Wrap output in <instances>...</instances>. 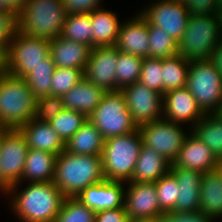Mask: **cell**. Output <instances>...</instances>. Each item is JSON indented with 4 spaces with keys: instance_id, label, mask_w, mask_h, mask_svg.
Listing matches in <instances>:
<instances>
[{
    "instance_id": "cell-14",
    "label": "cell",
    "mask_w": 222,
    "mask_h": 222,
    "mask_svg": "<svg viewBox=\"0 0 222 222\" xmlns=\"http://www.w3.org/2000/svg\"><path fill=\"white\" fill-rule=\"evenodd\" d=\"M128 190L124 193V207L131 221L154 220L164 215L158 203L154 183L126 182Z\"/></svg>"
},
{
    "instance_id": "cell-10",
    "label": "cell",
    "mask_w": 222,
    "mask_h": 222,
    "mask_svg": "<svg viewBox=\"0 0 222 222\" xmlns=\"http://www.w3.org/2000/svg\"><path fill=\"white\" fill-rule=\"evenodd\" d=\"M138 131L142 145L154 149L171 163L177 158L188 135L181 124L163 118L138 126Z\"/></svg>"
},
{
    "instance_id": "cell-31",
    "label": "cell",
    "mask_w": 222,
    "mask_h": 222,
    "mask_svg": "<svg viewBox=\"0 0 222 222\" xmlns=\"http://www.w3.org/2000/svg\"><path fill=\"white\" fill-rule=\"evenodd\" d=\"M91 13L67 14L61 37L92 48Z\"/></svg>"
},
{
    "instance_id": "cell-37",
    "label": "cell",
    "mask_w": 222,
    "mask_h": 222,
    "mask_svg": "<svg viewBox=\"0 0 222 222\" xmlns=\"http://www.w3.org/2000/svg\"><path fill=\"white\" fill-rule=\"evenodd\" d=\"M154 184L161 211L164 214L173 212L179 197L178 189H180L175 177L169 172L154 182Z\"/></svg>"
},
{
    "instance_id": "cell-25",
    "label": "cell",
    "mask_w": 222,
    "mask_h": 222,
    "mask_svg": "<svg viewBox=\"0 0 222 222\" xmlns=\"http://www.w3.org/2000/svg\"><path fill=\"white\" fill-rule=\"evenodd\" d=\"M199 210L213 220L222 218V174L218 169L202 175Z\"/></svg>"
},
{
    "instance_id": "cell-4",
    "label": "cell",
    "mask_w": 222,
    "mask_h": 222,
    "mask_svg": "<svg viewBox=\"0 0 222 222\" xmlns=\"http://www.w3.org/2000/svg\"><path fill=\"white\" fill-rule=\"evenodd\" d=\"M67 14L62 0H25L17 13L18 30L52 40L61 36Z\"/></svg>"
},
{
    "instance_id": "cell-17",
    "label": "cell",
    "mask_w": 222,
    "mask_h": 222,
    "mask_svg": "<svg viewBox=\"0 0 222 222\" xmlns=\"http://www.w3.org/2000/svg\"><path fill=\"white\" fill-rule=\"evenodd\" d=\"M125 182L104 180L82 190L77 199L92 211L99 212L106 209L124 206Z\"/></svg>"
},
{
    "instance_id": "cell-32",
    "label": "cell",
    "mask_w": 222,
    "mask_h": 222,
    "mask_svg": "<svg viewBox=\"0 0 222 222\" xmlns=\"http://www.w3.org/2000/svg\"><path fill=\"white\" fill-rule=\"evenodd\" d=\"M54 70L55 64L51 55H49L43 60V63L36 66L24 77L36 99L52 95V75Z\"/></svg>"
},
{
    "instance_id": "cell-28",
    "label": "cell",
    "mask_w": 222,
    "mask_h": 222,
    "mask_svg": "<svg viewBox=\"0 0 222 222\" xmlns=\"http://www.w3.org/2000/svg\"><path fill=\"white\" fill-rule=\"evenodd\" d=\"M104 140L98 129L88 119L65 143V151L78 155L101 156Z\"/></svg>"
},
{
    "instance_id": "cell-51",
    "label": "cell",
    "mask_w": 222,
    "mask_h": 222,
    "mask_svg": "<svg viewBox=\"0 0 222 222\" xmlns=\"http://www.w3.org/2000/svg\"><path fill=\"white\" fill-rule=\"evenodd\" d=\"M215 114L222 118V99H221V103L219 104V108L216 110Z\"/></svg>"
},
{
    "instance_id": "cell-16",
    "label": "cell",
    "mask_w": 222,
    "mask_h": 222,
    "mask_svg": "<svg viewBox=\"0 0 222 222\" xmlns=\"http://www.w3.org/2000/svg\"><path fill=\"white\" fill-rule=\"evenodd\" d=\"M163 119L175 123H191L192 127L205 115L187 87L163 95Z\"/></svg>"
},
{
    "instance_id": "cell-20",
    "label": "cell",
    "mask_w": 222,
    "mask_h": 222,
    "mask_svg": "<svg viewBox=\"0 0 222 222\" xmlns=\"http://www.w3.org/2000/svg\"><path fill=\"white\" fill-rule=\"evenodd\" d=\"M180 189L173 212H194L200 209V183L203 173L197 170L170 166Z\"/></svg>"
},
{
    "instance_id": "cell-33",
    "label": "cell",
    "mask_w": 222,
    "mask_h": 222,
    "mask_svg": "<svg viewBox=\"0 0 222 222\" xmlns=\"http://www.w3.org/2000/svg\"><path fill=\"white\" fill-rule=\"evenodd\" d=\"M144 58L123 53L118 50V59L116 62V82L117 91L139 82L141 67Z\"/></svg>"
},
{
    "instance_id": "cell-41",
    "label": "cell",
    "mask_w": 222,
    "mask_h": 222,
    "mask_svg": "<svg viewBox=\"0 0 222 222\" xmlns=\"http://www.w3.org/2000/svg\"><path fill=\"white\" fill-rule=\"evenodd\" d=\"M63 109L62 97L49 95L37 98L33 119L48 122Z\"/></svg>"
},
{
    "instance_id": "cell-50",
    "label": "cell",
    "mask_w": 222,
    "mask_h": 222,
    "mask_svg": "<svg viewBox=\"0 0 222 222\" xmlns=\"http://www.w3.org/2000/svg\"><path fill=\"white\" fill-rule=\"evenodd\" d=\"M156 222H174V221L167 214H164L157 217Z\"/></svg>"
},
{
    "instance_id": "cell-30",
    "label": "cell",
    "mask_w": 222,
    "mask_h": 222,
    "mask_svg": "<svg viewBox=\"0 0 222 222\" xmlns=\"http://www.w3.org/2000/svg\"><path fill=\"white\" fill-rule=\"evenodd\" d=\"M190 60L177 54L170 58H162L163 95L171 90L187 86V74Z\"/></svg>"
},
{
    "instance_id": "cell-1",
    "label": "cell",
    "mask_w": 222,
    "mask_h": 222,
    "mask_svg": "<svg viewBox=\"0 0 222 222\" xmlns=\"http://www.w3.org/2000/svg\"><path fill=\"white\" fill-rule=\"evenodd\" d=\"M18 183L9 187L12 211L22 222H53L66 198L53 182L29 183L19 191ZM13 196V197H11Z\"/></svg>"
},
{
    "instance_id": "cell-27",
    "label": "cell",
    "mask_w": 222,
    "mask_h": 222,
    "mask_svg": "<svg viewBox=\"0 0 222 222\" xmlns=\"http://www.w3.org/2000/svg\"><path fill=\"white\" fill-rule=\"evenodd\" d=\"M92 48L115 46L121 27L116 12L96 8L91 12Z\"/></svg>"
},
{
    "instance_id": "cell-49",
    "label": "cell",
    "mask_w": 222,
    "mask_h": 222,
    "mask_svg": "<svg viewBox=\"0 0 222 222\" xmlns=\"http://www.w3.org/2000/svg\"><path fill=\"white\" fill-rule=\"evenodd\" d=\"M216 15L219 22L220 34L222 36V8L216 10Z\"/></svg>"
},
{
    "instance_id": "cell-52",
    "label": "cell",
    "mask_w": 222,
    "mask_h": 222,
    "mask_svg": "<svg viewBox=\"0 0 222 222\" xmlns=\"http://www.w3.org/2000/svg\"><path fill=\"white\" fill-rule=\"evenodd\" d=\"M217 169H218V171L222 174V157L219 158V160H218Z\"/></svg>"
},
{
    "instance_id": "cell-11",
    "label": "cell",
    "mask_w": 222,
    "mask_h": 222,
    "mask_svg": "<svg viewBox=\"0 0 222 222\" xmlns=\"http://www.w3.org/2000/svg\"><path fill=\"white\" fill-rule=\"evenodd\" d=\"M29 147L19 128L0 129V173L9 185H20Z\"/></svg>"
},
{
    "instance_id": "cell-9",
    "label": "cell",
    "mask_w": 222,
    "mask_h": 222,
    "mask_svg": "<svg viewBox=\"0 0 222 222\" xmlns=\"http://www.w3.org/2000/svg\"><path fill=\"white\" fill-rule=\"evenodd\" d=\"M186 87L204 114L215 113L219 108L222 99V75L209 59L190 61Z\"/></svg>"
},
{
    "instance_id": "cell-45",
    "label": "cell",
    "mask_w": 222,
    "mask_h": 222,
    "mask_svg": "<svg viewBox=\"0 0 222 222\" xmlns=\"http://www.w3.org/2000/svg\"><path fill=\"white\" fill-rule=\"evenodd\" d=\"M189 12L196 14H216V0H190L187 4Z\"/></svg>"
},
{
    "instance_id": "cell-46",
    "label": "cell",
    "mask_w": 222,
    "mask_h": 222,
    "mask_svg": "<svg viewBox=\"0 0 222 222\" xmlns=\"http://www.w3.org/2000/svg\"><path fill=\"white\" fill-rule=\"evenodd\" d=\"M209 60L216 67V70L222 75V40L219 42L217 47L212 51Z\"/></svg>"
},
{
    "instance_id": "cell-44",
    "label": "cell",
    "mask_w": 222,
    "mask_h": 222,
    "mask_svg": "<svg viewBox=\"0 0 222 222\" xmlns=\"http://www.w3.org/2000/svg\"><path fill=\"white\" fill-rule=\"evenodd\" d=\"M174 222H213L211 217L204 215L200 210L194 212L166 213Z\"/></svg>"
},
{
    "instance_id": "cell-19",
    "label": "cell",
    "mask_w": 222,
    "mask_h": 222,
    "mask_svg": "<svg viewBox=\"0 0 222 222\" xmlns=\"http://www.w3.org/2000/svg\"><path fill=\"white\" fill-rule=\"evenodd\" d=\"M115 47L123 53L149 57L148 23L141 14L121 23Z\"/></svg>"
},
{
    "instance_id": "cell-24",
    "label": "cell",
    "mask_w": 222,
    "mask_h": 222,
    "mask_svg": "<svg viewBox=\"0 0 222 222\" xmlns=\"http://www.w3.org/2000/svg\"><path fill=\"white\" fill-rule=\"evenodd\" d=\"M170 166L171 162L165 157L142 145L133 176L128 182L154 183L170 172Z\"/></svg>"
},
{
    "instance_id": "cell-21",
    "label": "cell",
    "mask_w": 222,
    "mask_h": 222,
    "mask_svg": "<svg viewBox=\"0 0 222 222\" xmlns=\"http://www.w3.org/2000/svg\"><path fill=\"white\" fill-rule=\"evenodd\" d=\"M91 48L88 45L65 38L50 40V55L55 67L85 70Z\"/></svg>"
},
{
    "instance_id": "cell-6",
    "label": "cell",
    "mask_w": 222,
    "mask_h": 222,
    "mask_svg": "<svg viewBox=\"0 0 222 222\" xmlns=\"http://www.w3.org/2000/svg\"><path fill=\"white\" fill-rule=\"evenodd\" d=\"M221 40L216 14H191L178 42V54L190 61L210 59Z\"/></svg>"
},
{
    "instance_id": "cell-26",
    "label": "cell",
    "mask_w": 222,
    "mask_h": 222,
    "mask_svg": "<svg viewBox=\"0 0 222 222\" xmlns=\"http://www.w3.org/2000/svg\"><path fill=\"white\" fill-rule=\"evenodd\" d=\"M57 155L51 152L29 149L22 172L21 182H53ZM25 179V180H24Z\"/></svg>"
},
{
    "instance_id": "cell-55",
    "label": "cell",
    "mask_w": 222,
    "mask_h": 222,
    "mask_svg": "<svg viewBox=\"0 0 222 222\" xmlns=\"http://www.w3.org/2000/svg\"><path fill=\"white\" fill-rule=\"evenodd\" d=\"M6 9L4 6L0 3V14L3 13Z\"/></svg>"
},
{
    "instance_id": "cell-54",
    "label": "cell",
    "mask_w": 222,
    "mask_h": 222,
    "mask_svg": "<svg viewBox=\"0 0 222 222\" xmlns=\"http://www.w3.org/2000/svg\"><path fill=\"white\" fill-rule=\"evenodd\" d=\"M178 3L188 4L190 0H173Z\"/></svg>"
},
{
    "instance_id": "cell-35",
    "label": "cell",
    "mask_w": 222,
    "mask_h": 222,
    "mask_svg": "<svg viewBox=\"0 0 222 222\" xmlns=\"http://www.w3.org/2000/svg\"><path fill=\"white\" fill-rule=\"evenodd\" d=\"M149 57L170 58L178 54V42L161 28L148 24Z\"/></svg>"
},
{
    "instance_id": "cell-2",
    "label": "cell",
    "mask_w": 222,
    "mask_h": 222,
    "mask_svg": "<svg viewBox=\"0 0 222 222\" xmlns=\"http://www.w3.org/2000/svg\"><path fill=\"white\" fill-rule=\"evenodd\" d=\"M105 180L101 156L61 152L57 155L54 185L67 197Z\"/></svg>"
},
{
    "instance_id": "cell-53",
    "label": "cell",
    "mask_w": 222,
    "mask_h": 222,
    "mask_svg": "<svg viewBox=\"0 0 222 222\" xmlns=\"http://www.w3.org/2000/svg\"><path fill=\"white\" fill-rule=\"evenodd\" d=\"M217 10L222 8V0H216Z\"/></svg>"
},
{
    "instance_id": "cell-29",
    "label": "cell",
    "mask_w": 222,
    "mask_h": 222,
    "mask_svg": "<svg viewBox=\"0 0 222 222\" xmlns=\"http://www.w3.org/2000/svg\"><path fill=\"white\" fill-rule=\"evenodd\" d=\"M191 129L219 159L222 157V118L215 113L205 114Z\"/></svg>"
},
{
    "instance_id": "cell-18",
    "label": "cell",
    "mask_w": 222,
    "mask_h": 222,
    "mask_svg": "<svg viewBox=\"0 0 222 222\" xmlns=\"http://www.w3.org/2000/svg\"><path fill=\"white\" fill-rule=\"evenodd\" d=\"M190 133L185 137L182 148L171 166L202 173L216 170L219 159L192 131Z\"/></svg>"
},
{
    "instance_id": "cell-48",
    "label": "cell",
    "mask_w": 222,
    "mask_h": 222,
    "mask_svg": "<svg viewBox=\"0 0 222 222\" xmlns=\"http://www.w3.org/2000/svg\"><path fill=\"white\" fill-rule=\"evenodd\" d=\"M9 185L2 179L1 177V173H0V192L4 193L7 195L8 189H9Z\"/></svg>"
},
{
    "instance_id": "cell-43",
    "label": "cell",
    "mask_w": 222,
    "mask_h": 222,
    "mask_svg": "<svg viewBox=\"0 0 222 222\" xmlns=\"http://www.w3.org/2000/svg\"><path fill=\"white\" fill-rule=\"evenodd\" d=\"M95 222H132L125 207L106 209L96 212Z\"/></svg>"
},
{
    "instance_id": "cell-22",
    "label": "cell",
    "mask_w": 222,
    "mask_h": 222,
    "mask_svg": "<svg viewBox=\"0 0 222 222\" xmlns=\"http://www.w3.org/2000/svg\"><path fill=\"white\" fill-rule=\"evenodd\" d=\"M106 91L85 77L62 95L64 109L83 113L87 118L100 104Z\"/></svg>"
},
{
    "instance_id": "cell-15",
    "label": "cell",
    "mask_w": 222,
    "mask_h": 222,
    "mask_svg": "<svg viewBox=\"0 0 222 222\" xmlns=\"http://www.w3.org/2000/svg\"><path fill=\"white\" fill-rule=\"evenodd\" d=\"M118 49L115 46L91 48L84 77L106 92L117 91L116 62Z\"/></svg>"
},
{
    "instance_id": "cell-36",
    "label": "cell",
    "mask_w": 222,
    "mask_h": 222,
    "mask_svg": "<svg viewBox=\"0 0 222 222\" xmlns=\"http://www.w3.org/2000/svg\"><path fill=\"white\" fill-rule=\"evenodd\" d=\"M95 215L76 197H67L53 222H95Z\"/></svg>"
},
{
    "instance_id": "cell-42",
    "label": "cell",
    "mask_w": 222,
    "mask_h": 222,
    "mask_svg": "<svg viewBox=\"0 0 222 222\" xmlns=\"http://www.w3.org/2000/svg\"><path fill=\"white\" fill-rule=\"evenodd\" d=\"M65 10L68 14L73 13H91L101 5V0H62ZM100 1V2H99Z\"/></svg>"
},
{
    "instance_id": "cell-57",
    "label": "cell",
    "mask_w": 222,
    "mask_h": 222,
    "mask_svg": "<svg viewBox=\"0 0 222 222\" xmlns=\"http://www.w3.org/2000/svg\"><path fill=\"white\" fill-rule=\"evenodd\" d=\"M3 70V61L0 59V72Z\"/></svg>"
},
{
    "instance_id": "cell-40",
    "label": "cell",
    "mask_w": 222,
    "mask_h": 222,
    "mask_svg": "<svg viewBox=\"0 0 222 222\" xmlns=\"http://www.w3.org/2000/svg\"><path fill=\"white\" fill-rule=\"evenodd\" d=\"M18 30L17 13L6 9L0 14V59L3 61L12 38Z\"/></svg>"
},
{
    "instance_id": "cell-8",
    "label": "cell",
    "mask_w": 222,
    "mask_h": 222,
    "mask_svg": "<svg viewBox=\"0 0 222 222\" xmlns=\"http://www.w3.org/2000/svg\"><path fill=\"white\" fill-rule=\"evenodd\" d=\"M50 55V40L25 35L17 30L3 60V70L24 78Z\"/></svg>"
},
{
    "instance_id": "cell-7",
    "label": "cell",
    "mask_w": 222,
    "mask_h": 222,
    "mask_svg": "<svg viewBox=\"0 0 222 222\" xmlns=\"http://www.w3.org/2000/svg\"><path fill=\"white\" fill-rule=\"evenodd\" d=\"M88 119L104 139L138 130L137 124L127 109L125 96L121 90L106 92Z\"/></svg>"
},
{
    "instance_id": "cell-38",
    "label": "cell",
    "mask_w": 222,
    "mask_h": 222,
    "mask_svg": "<svg viewBox=\"0 0 222 222\" xmlns=\"http://www.w3.org/2000/svg\"><path fill=\"white\" fill-rule=\"evenodd\" d=\"M83 78L82 69L55 67L52 75V96L61 97Z\"/></svg>"
},
{
    "instance_id": "cell-39",
    "label": "cell",
    "mask_w": 222,
    "mask_h": 222,
    "mask_svg": "<svg viewBox=\"0 0 222 222\" xmlns=\"http://www.w3.org/2000/svg\"><path fill=\"white\" fill-rule=\"evenodd\" d=\"M139 82L163 95L162 58H144Z\"/></svg>"
},
{
    "instance_id": "cell-56",
    "label": "cell",
    "mask_w": 222,
    "mask_h": 222,
    "mask_svg": "<svg viewBox=\"0 0 222 222\" xmlns=\"http://www.w3.org/2000/svg\"><path fill=\"white\" fill-rule=\"evenodd\" d=\"M134 222H156V219H154V220H144V221H134Z\"/></svg>"
},
{
    "instance_id": "cell-34",
    "label": "cell",
    "mask_w": 222,
    "mask_h": 222,
    "mask_svg": "<svg viewBox=\"0 0 222 222\" xmlns=\"http://www.w3.org/2000/svg\"><path fill=\"white\" fill-rule=\"evenodd\" d=\"M87 120L88 118L83 113L63 109L48 122L61 140L66 143Z\"/></svg>"
},
{
    "instance_id": "cell-13",
    "label": "cell",
    "mask_w": 222,
    "mask_h": 222,
    "mask_svg": "<svg viewBox=\"0 0 222 222\" xmlns=\"http://www.w3.org/2000/svg\"><path fill=\"white\" fill-rule=\"evenodd\" d=\"M125 96L126 106L133 121L140 126L162 119L163 95L149 89L140 82H135L121 90Z\"/></svg>"
},
{
    "instance_id": "cell-3",
    "label": "cell",
    "mask_w": 222,
    "mask_h": 222,
    "mask_svg": "<svg viewBox=\"0 0 222 222\" xmlns=\"http://www.w3.org/2000/svg\"><path fill=\"white\" fill-rule=\"evenodd\" d=\"M36 98L24 78L0 72V129L20 128L34 118Z\"/></svg>"
},
{
    "instance_id": "cell-47",
    "label": "cell",
    "mask_w": 222,
    "mask_h": 222,
    "mask_svg": "<svg viewBox=\"0 0 222 222\" xmlns=\"http://www.w3.org/2000/svg\"><path fill=\"white\" fill-rule=\"evenodd\" d=\"M25 0H0V3L4 6L5 9L15 11L18 13Z\"/></svg>"
},
{
    "instance_id": "cell-12",
    "label": "cell",
    "mask_w": 222,
    "mask_h": 222,
    "mask_svg": "<svg viewBox=\"0 0 222 222\" xmlns=\"http://www.w3.org/2000/svg\"><path fill=\"white\" fill-rule=\"evenodd\" d=\"M142 10L140 14L149 25L161 28L177 42L181 40L191 15L187 4L173 0H158Z\"/></svg>"
},
{
    "instance_id": "cell-23",
    "label": "cell",
    "mask_w": 222,
    "mask_h": 222,
    "mask_svg": "<svg viewBox=\"0 0 222 222\" xmlns=\"http://www.w3.org/2000/svg\"><path fill=\"white\" fill-rule=\"evenodd\" d=\"M24 134L29 149H38L59 155L65 143L49 122L32 119L19 128Z\"/></svg>"
},
{
    "instance_id": "cell-5",
    "label": "cell",
    "mask_w": 222,
    "mask_h": 222,
    "mask_svg": "<svg viewBox=\"0 0 222 222\" xmlns=\"http://www.w3.org/2000/svg\"><path fill=\"white\" fill-rule=\"evenodd\" d=\"M141 146L142 138L138 130L105 139L101 154L105 179L123 182L130 181Z\"/></svg>"
}]
</instances>
